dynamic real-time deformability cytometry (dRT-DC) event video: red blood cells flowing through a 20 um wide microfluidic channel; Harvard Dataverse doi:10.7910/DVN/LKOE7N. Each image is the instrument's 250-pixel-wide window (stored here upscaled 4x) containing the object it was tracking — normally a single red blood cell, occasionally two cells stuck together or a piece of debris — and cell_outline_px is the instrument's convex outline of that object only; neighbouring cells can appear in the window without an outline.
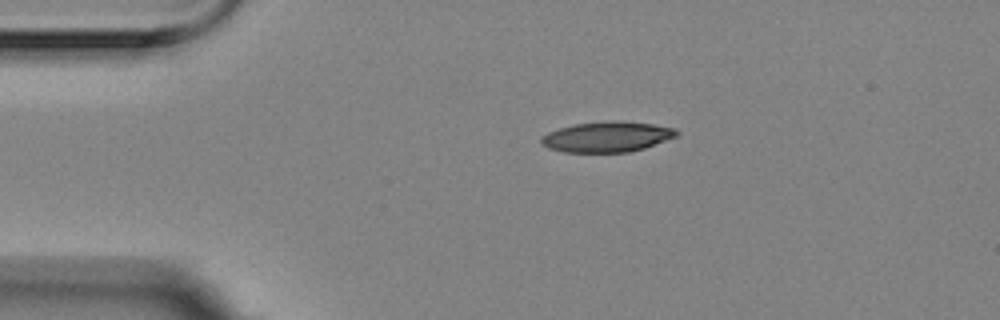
{"species": "Egyptian fruit bat (a non-hibernating species)", "species_latin": "Rousettus aegyptiacus", "temperature_condition": "room temperature", "stored_images_in_passage": 46, "camera_frame_rate_fps": 3000, "um_per_image_px": 0.085, "animal": {"sex": "female"}, "frame": {"image": 1, "passage_image": 1, "time_ms": 0.0, "image_size_px": [1000, 320], "cell_outline_px": [[680, 136], [644, 148], [628, 152], [564, 152], [548, 148], [540, 144], [540, 136], [548, 132], [572, 124], [604, 120], [612, 120], [652, 124], [676, 128], [680, 132]], "centroid_in_image_um": [51.6, 11.62], "position_along_channel_um": 33.4, "area_um2": 24.39}}
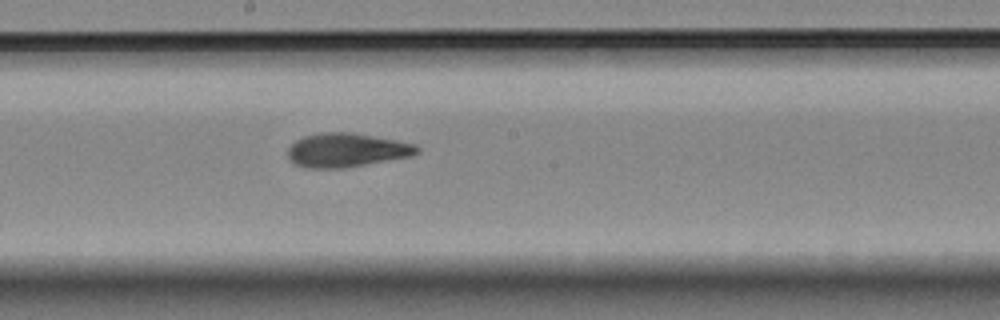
{"frame": {"image": 2, "passage_image": 20, "time_ms": 6.333, "image_size_px": [1000, 320], "cell_outline_px": [[420, 152], [412, 156], [344, 168], [308, 168], [296, 164], [288, 160], [288, 148], [296, 140], [304, 136], [320, 132], [352, 132], [396, 140], [416, 144], [420, 148]], "centroid_in_image_um": [29.47, 12.76], "position_along_channel_um": 218.7, "area_um2": 25.66}}
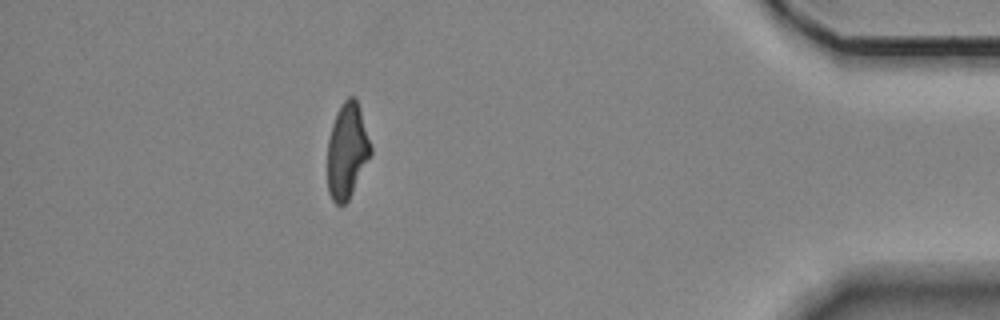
{"frame": {"image": 3, "passage_image": 40, "time_ms": 13.0, "image_size_px": [1000, 320], "cell_outline_px": [[372, 156], [348, 200], [340, 208], [332, 200], [328, 192], [328, 140], [332, 124], [336, 112], [340, 104], [348, 96], [356, 96], [360, 108], [372, 148]], "centroid_in_image_um": [29.51, 12.82], "position_along_channel_um": 405.7, "area_um2": 24.39}, "authors_computed_cell_mechanics": {"area_um2": 24.9407, "velocity_mm_per_s": 3.5233, "shape_relaxation_time_tau1_ms": 9.0684, "shape_relaxation_time_tau2_ms": 3.0524, "deformation_change_tau1": 0.2377, "deformation_change_tau2": 0.119}}